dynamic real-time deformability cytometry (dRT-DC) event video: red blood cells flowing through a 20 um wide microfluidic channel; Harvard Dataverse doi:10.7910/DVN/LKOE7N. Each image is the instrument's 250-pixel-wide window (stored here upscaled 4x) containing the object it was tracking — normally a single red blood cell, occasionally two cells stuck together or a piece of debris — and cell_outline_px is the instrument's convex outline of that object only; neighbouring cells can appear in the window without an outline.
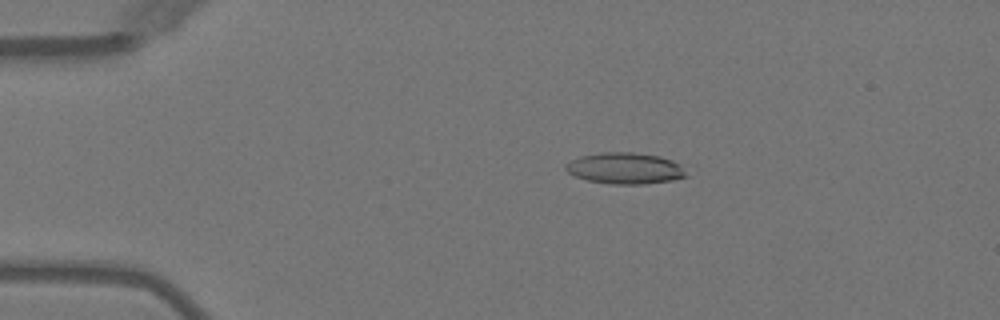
{"species": "Egyptian fruit bat (a non-hibernating species)", "species_latin": "Rousettus aegyptiacus", "temperature_condition": "warm", "stored_images_in_passage": 41, "camera_frame_rate_fps": 3000, "um_per_image_px": 0.085, "animal": {"sex": "female"}, "frame": {"image": 1, "passage_image": 1, "time_ms": 0.0, "image_size_px": [1000, 320], "cell_outline_px": [[688, 176], [672, 180], [644, 184], [612, 184], [588, 180], [576, 176], [568, 172], [564, 168], [564, 164], [580, 156], [600, 152], [632, 152], [660, 156], [672, 160], [680, 164]], "centroid_in_image_um": [53.12, 14.3], "position_along_channel_um": 31.9, "area_um2": 21.96}}
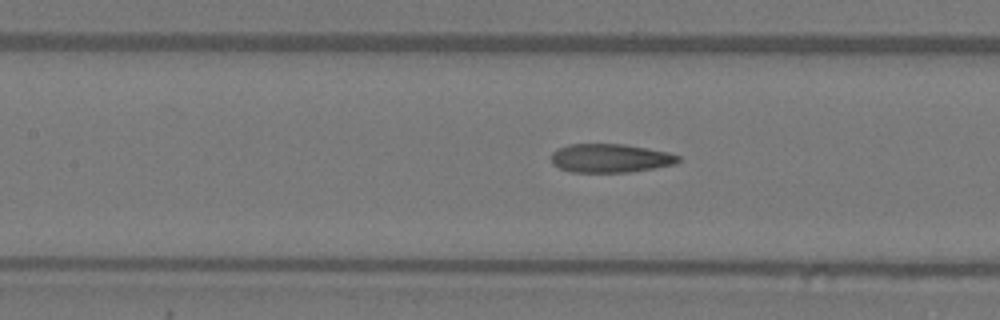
{"frame": {"image": 2, "passage_image": 14, "time_ms": 4.333, "image_size_px": [1000, 320], "cell_outline_px": [[680, 160], [676, 164], [656, 168], [632, 172], [572, 172], [560, 168], [552, 164], [552, 152], [568, 144], [624, 144], [668, 152], [680, 156]], "centroid_in_image_um": [51.9, 13.45], "position_along_channel_um": 155.5, "area_um2": 21.27}}
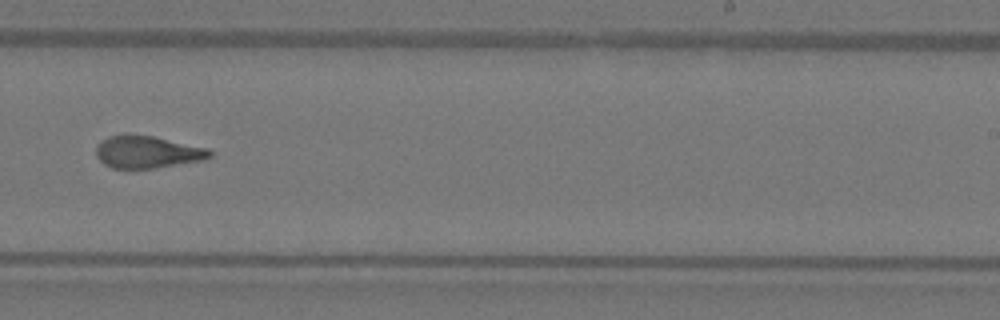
{"frame": {"image": 3, "passage_image": 23, "time_ms": 7.333, "image_size_px": [1000, 320], "cell_outline_px": [[212, 156], [204, 160], [156, 168], [112, 168], [104, 164], [96, 156], [96, 144], [100, 140], [108, 136], [152, 136], [208, 148], [212, 152]], "centroid_in_image_um": [12.53, 12.94], "position_along_channel_um": 276.5, "area_um2": 21.15}, "authors_computed_cell_mechanics": {"area_um2": 21.7328, "velocity_mm_per_s": 4.0573, "shape_relaxation_time_tau1_ms": null, "shape_relaxation_time_tau2_ms": 1.6477, "deformation_change_tau1": null, "deformation_change_tau2": 0.107}}